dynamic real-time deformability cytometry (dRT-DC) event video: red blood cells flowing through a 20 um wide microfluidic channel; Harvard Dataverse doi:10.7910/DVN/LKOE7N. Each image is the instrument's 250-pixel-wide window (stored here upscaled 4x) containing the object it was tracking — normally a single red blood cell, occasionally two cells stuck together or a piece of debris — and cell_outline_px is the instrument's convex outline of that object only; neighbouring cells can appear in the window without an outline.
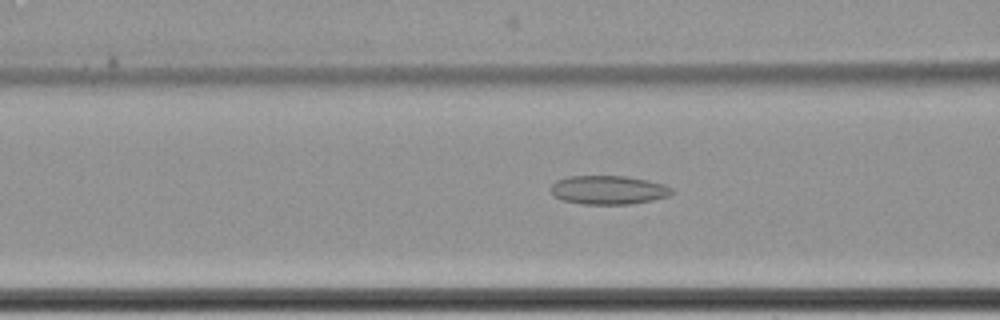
{"species": "common noctule bat (a hibernating species)", "species_latin": "Nyctalus noctula", "temperature_condition": "cold", "stored_images_in_passage": 65, "camera_frame_rate_fps": 3000, "um_per_image_px": 0.085, "animal": {"sex": "female", "body_mass_g": 22.7, "forearm_length_mm": 54.2}, "frame": {"image": 1, "passage_image": 30, "time_ms": 9.667, "image_size_px": [1000, 320], "cell_outline_px": [[672, 192], [668, 196], [652, 200], [632, 204], [584, 204], [560, 200], [552, 196], [552, 184], [556, 180], [568, 176], [624, 176], [648, 180], [664, 184], [672, 188]], "centroid_in_image_um": [51.69, 16.15], "position_along_channel_um": 114.9, "area_um2": 20.35}}
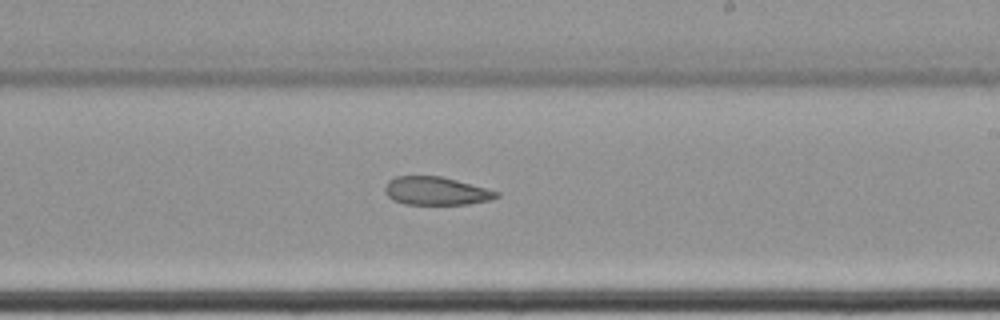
{"frame": {"image": 2, "passage_image": 42, "time_ms": 13.667, "image_size_px": [1000, 320], "cell_outline_px": [[500, 196], [492, 200], [468, 204], [404, 204], [392, 200], [384, 192], [384, 188], [388, 180], [396, 176], [440, 176], [456, 180], [500, 192]], "centroid_in_image_um": [37.05, 16.24], "position_along_channel_um": 251.9, "area_um2": 18.38}}
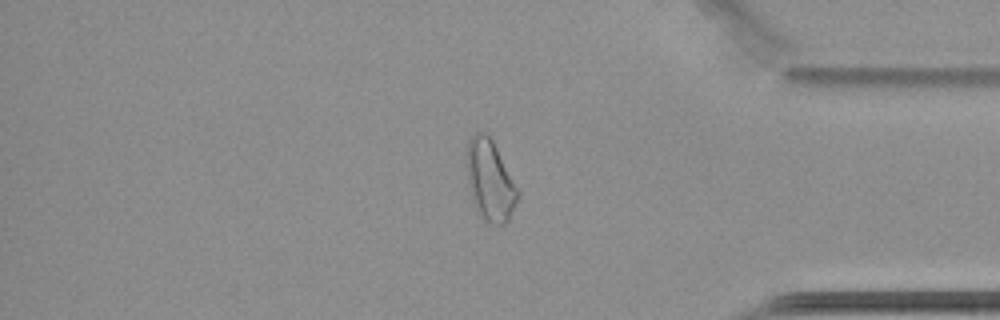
{"frame": {"image": 3, "passage_image": 56, "time_ms": 18.333, "image_size_px": [1000, 320], "cell_outline_px": [[520, 196], [508, 220], [504, 224], [488, 224], [476, 212], [468, 184], [468, 140], [476, 132], [488, 132], [520, 192]], "centroid_in_image_um": [41.67, 15.37], "position_along_channel_um": 393.5, "area_um2": 23.93}, "authors_computed_cell_mechanics": {"area_um2": 23.9292, "velocity_mm_per_s": 3.4294, "shape_relaxation_time_tau1_ms": null, "shape_relaxation_time_tau2_ms": 4.0311, "deformation_change_tau1": null, "deformation_change_tau2": 0.1091}}